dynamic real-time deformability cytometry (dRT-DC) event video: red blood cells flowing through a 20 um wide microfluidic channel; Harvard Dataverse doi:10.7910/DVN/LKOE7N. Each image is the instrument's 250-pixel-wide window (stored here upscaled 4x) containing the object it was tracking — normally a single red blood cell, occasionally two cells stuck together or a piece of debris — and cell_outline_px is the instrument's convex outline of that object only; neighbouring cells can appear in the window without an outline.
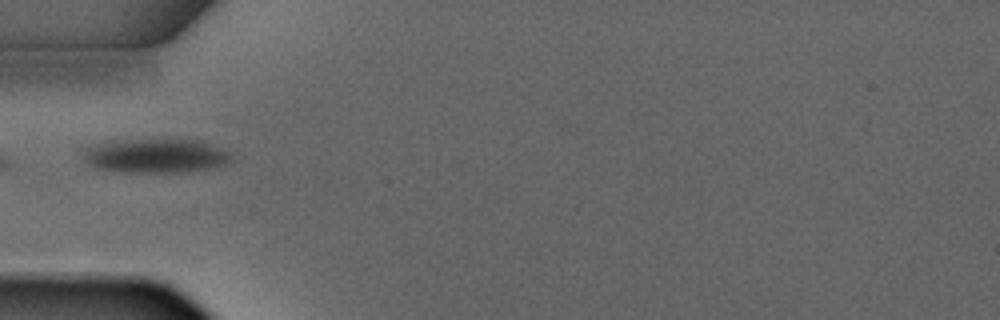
{"species": "common noctule bat (a hibernating species)", "species_latin": "Nyctalus noctula", "temperature_condition": "warm", "stored_images_in_passage": 2, "camera_frame_rate_fps": 3000, "um_per_image_px": 0.085, "animal": {"sex": "male", "forearm_length_mm": 52.5}, "frame": {"image": 1, "passage_image": 2, "time_ms": 1.333, "image_size_px": [1000, 320], "cell_outline_px": [[232, 160], [228, 164], [220, 168], [188, 172], [116, 172], [96, 168], [88, 164], [84, 160], [80, 148], [88, 144], [108, 140], [204, 140], [232, 152]], "centroid_in_image_um": [13.23, 13.24], "position_along_channel_um": 71.8, "area_um2": 30.75}}